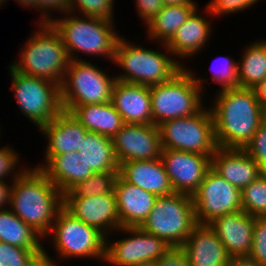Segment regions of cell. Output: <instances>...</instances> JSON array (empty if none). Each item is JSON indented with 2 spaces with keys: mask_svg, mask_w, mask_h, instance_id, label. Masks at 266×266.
I'll use <instances>...</instances> for the list:
<instances>
[{
  "mask_svg": "<svg viewBox=\"0 0 266 266\" xmlns=\"http://www.w3.org/2000/svg\"><path fill=\"white\" fill-rule=\"evenodd\" d=\"M211 156L174 149H162L160 159L173 191L193 195L206 172L211 168Z\"/></svg>",
  "mask_w": 266,
  "mask_h": 266,
  "instance_id": "cell-14",
  "label": "cell"
},
{
  "mask_svg": "<svg viewBox=\"0 0 266 266\" xmlns=\"http://www.w3.org/2000/svg\"><path fill=\"white\" fill-rule=\"evenodd\" d=\"M211 168L241 191L263 171L245 149L217 147Z\"/></svg>",
  "mask_w": 266,
  "mask_h": 266,
  "instance_id": "cell-18",
  "label": "cell"
},
{
  "mask_svg": "<svg viewBox=\"0 0 266 266\" xmlns=\"http://www.w3.org/2000/svg\"><path fill=\"white\" fill-rule=\"evenodd\" d=\"M253 89L255 91L257 99L259 100L263 110L266 113V77L262 81H260Z\"/></svg>",
  "mask_w": 266,
  "mask_h": 266,
  "instance_id": "cell-44",
  "label": "cell"
},
{
  "mask_svg": "<svg viewBox=\"0 0 266 266\" xmlns=\"http://www.w3.org/2000/svg\"><path fill=\"white\" fill-rule=\"evenodd\" d=\"M261 0H211L206 5L205 11L215 18L221 15L244 11Z\"/></svg>",
  "mask_w": 266,
  "mask_h": 266,
  "instance_id": "cell-37",
  "label": "cell"
},
{
  "mask_svg": "<svg viewBox=\"0 0 266 266\" xmlns=\"http://www.w3.org/2000/svg\"><path fill=\"white\" fill-rule=\"evenodd\" d=\"M7 183V180H0V210L7 209L6 206L10 203L12 184Z\"/></svg>",
  "mask_w": 266,
  "mask_h": 266,
  "instance_id": "cell-43",
  "label": "cell"
},
{
  "mask_svg": "<svg viewBox=\"0 0 266 266\" xmlns=\"http://www.w3.org/2000/svg\"><path fill=\"white\" fill-rule=\"evenodd\" d=\"M255 217L244 211L225 214L211 221L213 229L224 245L228 255L248 257L252 248Z\"/></svg>",
  "mask_w": 266,
  "mask_h": 266,
  "instance_id": "cell-17",
  "label": "cell"
},
{
  "mask_svg": "<svg viewBox=\"0 0 266 266\" xmlns=\"http://www.w3.org/2000/svg\"><path fill=\"white\" fill-rule=\"evenodd\" d=\"M132 43L121 36L116 45L112 63L124 70L119 75L115 74L120 82L150 87L169 81L185 67L183 62L176 61L166 44L161 45L162 53Z\"/></svg>",
  "mask_w": 266,
  "mask_h": 266,
  "instance_id": "cell-4",
  "label": "cell"
},
{
  "mask_svg": "<svg viewBox=\"0 0 266 266\" xmlns=\"http://www.w3.org/2000/svg\"><path fill=\"white\" fill-rule=\"evenodd\" d=\"M242 211L254 217H266V172L242 191Z\"/></svg>",
  "mask_w": 266,
  "mask_h": 266,
  "instance_id": "cell-32",
  "label": "cell"
},
{
  "mask_svg": "<svg viewBox=\"0 0 266 266\" xmlns=\"http://www.w3.org/2000/svg\"><path fill=\"white\" fill-rule=\"evenodd\" d=\"M211 112L217 147L244 149L265 114L254 89L234 87L217 92Z\"/></svg>",
  "mask_w": 266,
  "mask_h": 266,
  "instance_id": "cell-1",
  "label": "cell"
},
{
  "mask_svg": "<svg viewBox=\"0 0 266 266\" xmlns=\"http://www.w3.org/2000/svg\"><path fill=\"white\" fill-rule=\"evenodd\" d=\"M48 141L45 150V162L54 155L78 152L83 137L88 132L71 113L62 110L50 122L40 128Z\"/></svg>",
  "mask_w": 266,
  "mask_h": 266,
  "instance_id": "cell-21",
  "label": "cell"
},
{
  "mask_svg": "<svg viewBox=\"0 0 266 266\" xmlns=\"http://www.w3.org/2000/svg\"><path fill=\"white\" fill-rule=\"evenodd\" d=\"M88 131L113 138L125 122L112 102L80 106H62Z\"/></svg>",
  "mask_w": 266,
  "mask_h": 266,
  "instance_id": "cell-26",
  "label": "cell"
},
{
  "mask_svg": "<svg viewBox=\"0 0 266 266\" xmlns=\"http://www.w3.org/2000/svg\"><path fill=\"white\" fill-rule=\"evenodd\" d=\"M197 8L166 43L173 56L191 58L206 46L211 36V20L199 16ZM210 22V23H209ZM179 55V56H178ZM189 57V58H188Z\"/></svg>",
  "mask_w": 266,
  "mask_h": 266,
  "instance_id": "cell-25",
  "label": "cell"
},
{
  "mask_svg": "<svg viewBox=\"0 0 266 266\" xmlns=\"http://www.w3.org/2000/svg\"><path fill=\"white\" fill-rule=\"evenodd\" d=\"M248 257L261 265L266 263V217H255L252 248Z\"/></svg>",
  "mask_w": 266,
  "mask_h": 266,
  "instance_id": "cell-38",
  "label": "cell"
},
{
  "mask_svg": "<svg viewBox=\"0 0 266 266\" xmlns=\"http://www.w3.org/2000/svg\"><path fill=\"white\" fill-rule=\"evenodd\" d=\"M191 70L184 67L169 81L149 87L154 125L192 116L204 107L201 92L205 79L195 77Z\"/></svg>",
  "mask_w": 266,
  "mask_h": 266,
  "instance_id": "cell-6",
  "label": "cell"
},
{
  "mask_svg": "<svg viewBox=\"0 0 266 266\" xmlns=\"http://www.w3.org/2000/svg\"><path fill=\"white\" fill-rule=\"evenodd\" d=\"M181 248L189 266H228L231 257L208 224L197 223Z\"/></svg>",
  "mask_w": 266,
  "mask_h": 266,
  "instance_id": "cell-19",
  "label": "cell"
},
{
  "mask_svg": "<svg viewBox=\"0 0 266 266\" xmlns=\"http://www.w3.org/2000/svg\"><path fill=\"white\" fill-rule=\"evenodd\" d=\"M114 192L120 227H140L152 211L157 196L126 182L120 175L115 181Z\"/></svg>",
  "mask_w": 266,
  "mask_h": 266,
  "instance_id": "cell-20",
  "label": "cell"
},
{
  "mask_svg": "<svg viewBox=\"0 0 266 266\" xmlns=\"http://www.w3.org/2000/svg\"><path fill=\"white\" fill-rule=\"evenodd\" d=\"M42 164L36 165L35 168L40 169L62 194L94 174L79 152L54 155L47 164Z\"/></svg>",
  "mask_w": 266,
  "mask_h": 266,
  "instance_id": "cell-24",
  "label": "cell"
},
{
  "mask_svg": "<svg viewBox=\"0 0 266 266\" xmlns=\"http://www.w3.org/2000/svg\"><path fill=\"white\" fill-rule=\"evenodd\" d=\"M236 62L230 57L223 56L212 63L211 78L214 83L220 84L219 90L238 87V63Z\"/></svg>",
  "mask_w": 266,
  "mask_h": 266,
  "instance_id": "cell-34",
  "label": "cell"
},
{
  "mask_svg": "<svg viewBox=\"0 0 266 266\" xmlns=\"http://www.w3.org/2000/svg\"><path fill=\"white\" fill-rule=\"evenodd\" d=\"M197 8V5L163 6L161 11L145 25L148 38L166 44Z\"/></svg>",
  "mask_w": 266,
  "mask_h": 266,
  "instance_id": "cell-29",
  "label": "cell"
},
{
  "mask_svg": "<svg viewBox=\"0 0 266 266\" xmlns=\"http://www.w3.org/2000/svg\"><path fill=\"white\" fill-rule=\"evenodd\" d=\"M63 207L106 237L120 228L115 192L90 197H63Z\"/></svg>",
  "mask_w": 266,
  "mask_h": 266,
  "instance_id": "cell-16",
  "label": "cell"
},
{
  "mask_svg": "<svg viewBox=\"0 0 266 266\" xmlns=\"http://www.w3.org/2000/svg\"><path fill=\"white\" fill-rule=\"evenodd\" d=\"M116 232L129 234L117 241L106 237L105 259L113 266H133L144 261H157L170 248L165 240L144 232L140 227H120Z\"/></svg>",
  "mask_w": 266,
  "mask_h": 266,
  "instance_id": "cell-13",
  "label": "cell"
},
{
  "mask_svg": "<svg viewBox=\"0 0 266 266\" xmlns=\"http://www.w3.org/2000/svg\"><path fill=\"white\" fill-rule=\"evenodd\" d=\"M228 266H262L260 263L249 257H233L230 259Z\"/></svg>",
  "mask_w": 266,
  "mask_h": 266,
  "instance_id": "cell-45",
  "label": "cell"
},
{
  "mask_svg": "<svg viewBox=\"0 0 266 266\" xmlns=\"http://www.w3.org/2000/svg\"><path fill=\"white\" fill-rule=\"evenodd\" d=\"M7 1H9V0H0V5L2 6L3 3L5 4V2H7Z\"/></svg>",
  "mask_w": 266,
  "mask_h": 266,
  "instance_id": "cell-49",
  "label": "cell"
},
{
  "mask_svg": "<svg viewBox=\"0 0 266 266\" xmlns=\"http://www.w3.org/2000/svg\"><path fill=\"white\" fill-rule=\"evenodd\" d=\"M78 152L86 164L96 172L119 171L113 141L104 135L87 132Z\"/></svg>",
  "mask_w": 266,
  "mask_h": 266,
  "instance_id": "cell-28",
  "label": "cell"
},
{
  "mask_svg": "<svg viewBox=\"0 0 266 266\" xmlns=\"http://www.w3.org/2000/svg\"><path fill=\"white\" fill-rule=\"evenodd\" d=\"M35 9H38L39 12L41 11L42 14L39 22L49 23L54 16L48 11L55 10L57 13L60 11L62 14L70 11V0H35Z\"/></svg>",
  "mask_w": 266,
  "mask_h": 266,
  "instance_id": "cell-40",
  "label": "cell"
},
{
  "mask_svg": "<svg viewBox=\"0 0 266 266\" xmlns=\"http://www.w3.org/2000/svg\"><path fill=\"white\" fill-rule=\"evenodd\" d=\"M114 1L115 0H70V11H79L77 13H79V15L82 14L81 16L114 21Z\"/></svg>",
  "mask_w": 266,
  "mask_h": 266,
  "instance_id": "cell-35",
  "label": "cell"
},
{
  "mask_svg": "<svg viewBox=\"0 0 266 266\" xmlns=\"http://www.w3.org/2000/svg\"><path fill=\"white\" fill-rule=\"evenodd\" d=\"M18 154L12 147H0V180L5 181L7 176L13 174L11 181H14L26 170L23 167L20 170L16 169L20 161Z\"/></svg>",
  "mask_w": 266,
  "mask_h": 266,
  "instance_id": "cell-39",
  "label": "cell"
},
{
  "mask_svg": "<svg viewBox=\"0 0 266 266\" xmlns=\"http://www.w3.org/2000/svg\"><path fill=\"white\" fill-rule=\"evenodd\" d=\"M12 92L21 113L40 129L63 109L57 83L27 76L9 66Z\"/></svg>",
  "mask_w": 266,
  "mask_h": 266,
  "instance_id": "cell-11",
  "label": "cell"
},
{
  "mask_svg": "<svg viewBox=\"0 0 266 266\" xmlns=\"http://www.w3.org/2000/svg\"><path fill=\"white\" fill-rule=\"evenodd\" d=\"M163 6L197 5L194 0H161Z\"/></svg>",
  "mask_w": 266,
  "mask_h": 266,
  "instance_id": "cell-46",
  "label": "cell"
},
{
  "mask_svg": "<svg viewBox=\"0 0 266 266\" xmlns=\"http://www.w3.org/2000/svg\"><path fill=\"white\" fill-rule=\"evenodd\" d=\"M162 149L213 155L217 149L214 119L205 106L196 114L163 121L158 125Z\"/></svg>",
  "mask_w": 266,
  "mask_h": 266,
  "instance_id": "cell-10",
  "label": "cell"
},
{
  "mask_svg": "<svg viewBox=\"0 0 266 266\" xmlns=\"http://www.w3.org/2000/svg\"><path fill=\"white\" fill-rule=\"evenodd\" d=\"M87 60H70L60 88L62 106L94 105L111 102L116 76L111 77Z\"/></svg>",
  "mask_w": 266,
  "mask_h": 266,
  "instance_id": "cell-8",
  "label": "cell"
},
{
  "mask_svg": "<svg viewBox=\"0 0 266 266\" xmlns=\"http://www.w3.org/2000/svg\"><path fill=\"white\" fill-rule=\"evenodd\" d=\"M196 222L209 224L214 219L242 210L241 190L210 168L192 195Z\"/></svg>",
  "mask_w": 266,
  "mask_h": 266,
  "instance_id": "cell-12",
  "label": "cell"
},
{
  "mask_svg": "<svg viewBox=\"0 0 266 266\" xmlns=\"http://www.w3.org/2000/svg\"><path fill=\"white\" fill-rule=\"evenodd\" d=\"M119 175L126 182L151 192L157 197L174 192L160 158L123 162L119 166Z\"/></svg>",
  "mask_w": 266,
  "mask_h": 266,
  "instance_id": "cell-23",
  "label": "cell"
},
{
  "mask_svg": "<svg viewBox=\"0 0 266 266\" xmlns=\"http://www.w3.org/2000/svg\"><path fill=\"white\" fill-rule=\"evenodd\" d=\"M156 262L157 266H189L187 255L181 247L170 248Z\"/></svg>",
  "mask_w": 266,
  "mask_h": 266,
  "instance_id": "cell-42",
  "label": "cell"
},
{
  "mask_svg": "<svg viewBox=\"0 0 266 266\" xmlns=\"http://www.w3.org/2000/svg\"><path fill=\"white\" fill-rule=\"evenodd\" d=\"M133 266H157V262L156 261H144V262H141Z\"/></svg>",
  "mask_w": 266,
  "mask_h": 266,
  "instance_id": "cell-48",
  "label": "cell"
},
{
  "mask_svg": "<svg viewBox=\"0 0 266 266\" xmlns=\"http://www.w3.org/2000/svg\"><path fill=\"white\" fill-rule=\"evenodd\" d=\"M252 159L266 172V113L251 142L244 148Z\"/></svg>",
  "mask_w": 266,
  "mask_h": 266,
  "instance_id": "cell-36",
  "label": "cell"
},
{
  "mask_svg": "<svg viewBox=\"0 0 266 266\" xmlns=\"http://www.w3.org/2000/svg\"><path fill=\"white\" fill-rule=\"evenodd\" d=\"M119 171L96 172L85 181L76 183L63 197H92L109 194L114 191V184Z\"/></svg>",
  "mask_w": 266,
  "mask_h": 266,
  "instance_id": "cell-31",
  "label": "cell"
},
{
  "mask_svg": "<svg viewBox=\"0 0 266 266\" xmlns=\"http://www.w3.org/2000/svg\"><path fill=\"white\" fill-rule=\"evenodd\" d=\"M111 102L125 123L153 124L149 86L117 80Z\"/></svg>",
  "mask_w": 266,
  "mask_h": 266,
  "instance_id": "cell-22",
  "label": "cell"
},
{
  "mask_svg": "<svg viewBox=\"0 0 266 266\" xmlns=\"http://www.w3.org/2000/svg\"><path fill=\"white\" fill-rule=\"evenodd\" d=\"M73 13L68 11L63 13L66 17L53 18L49 22L60 34L70 60L82 61L76 54L82 52L87 55H102L113 62L116 45L121 37L116 32L114 21L89 16L79 18Z\"/></svg>",
  "mask_w": 266,
  "mask_h": 266,
  "instance_id": "cell-3",
  "label": "cell"
},
{
  "mask_svg": "<svg viewBox=\"0 0 266 266\" xmlns=\"http://www.w3.org/2000/svg\"><path fill=\"white\" fill-rule=\"evenodd\" d=\"M50 234L51 244L61 260L87 257L101 262L105 259L106 236L75 218L64 207L57 212L47 238Z\"/></svg>",
  "mask_w": 266,
  "mask_h": 266,
  "instance_id": "cell-9",
  "label": "cell"
},
{
  "mask_svg": "<svg viewBox=\"0 0 266 266\" xmlns=\"http://www.w3.org/2000/svg\"><path fill=\"white\" fill-rule=\"evenodd\" d=\"M0 266H44L35 249H26L0 241Z\"/></svg>",
  "mask_w": 266,
  "mask_h": 266,
  "instance_id": "cell-33",
  "label": "cell"
},
{
  "mask_svg": "<svg viewBox=\"0 0 266 266\" xmlns=\"http://www.w3.org/2000/svg\"><path fill=\"white\" fill-rule=\"evenodd\" d=\"M25 168L11 182L9 209L45 238L63 207V194L40 169Z\"/></svg>",
  "mask_w": 266,
  "mask_h": 266,
  "instance_id": "cell-2",
  "label": "cell"
},
{
  "mask_svg": "<svg viewBox=\"0 0 266 266\" xmlns=\"http://www.w3.org/2000/svg\"><path fill=\"white\" fill-rule=\"evenodd\" d=\"M22 47L19 61L10 66L27 76L45 79L59 86L68 68L70 58L60 34L50 23H37Z\"/></svg>",
  "mask_w": 266,
  "mask_h": 266,
  "instance_id": "cell-5",
  "label": "cell"
},
{
  "mask_svg": "<svg viewBox=\"0 0 266 266\" xmlns=\"http://www.w3.org/2000/svg\"><path fill=\"white\" fill-rule=\"evenodd\" d=\"M43 237L15 215L7 206L0 210V241L26 249H35L42 257L44 266H57L46 253ZM41 241V242H40Z\"/></svg>",
  "mask_w": 266,
  "mask_h": 266,
  "instance_id": "cell-27",
  "label": "cell"
},
{
  "mask_svg": "<svg viewBox=\"0 0 266 266\" xmlns=\"http://www.w3.org/2000/svg\"><path fill=\"white\" fill-rule=\"evenodd\" d=\"M161 0H136L137 15L147 25L162 9Z\"/></svg>",
  "mask_w": 266,
  "mask_h": 266,
  "instance_id": "cell-41",
  "label": "cell"
},
{
  "mask_svg": "<svg viewBox=\"0 0 266 266\" xmlns=\"http://www.w3.org/2000/svg\"><path fill=\"white\" fill-rule=\"evenodd\" d=\"M196 224L192 196L173 192L156 198L140 228L165 240L171 247H181Z\"/></svg>",
  "mask_w": 266,
  "mask_h": 266,
  "instance_id": "cell-7",
  "label": "cell"
},
{
  "mask_svg": "<svg viewBox=\"0 0 266 266\" xmlns=\"http://www.w3.org/2000/svg\"><path fill=\"white\" fill-rule=\"evenodd\" d=\"M119 166L127 161L153 160L161 156V139L154 124L125 123L112 138Z\"/></svg>",
  "mask_w": 266,
  "mask_h": 266,
  "instance_id": "cell-15",
  "label": "cell"
},
{
  "mask_svg": "<svg viewBox=\"0 0 266 266\" xmlns=\"http://www.w3.org/2000/svg\"><path fill=\"white\" fill-rule=\"evenodd\" d=\"M244 51L237 62L238 87L253 89L266 77V40H256Z\"/></svg>",
  "mask_w": 266,
  "mask_h": 266,
  "instance_id": "cell-30",
  "label": "cell"
},
{
  "mask_svg": "<svg viewBox=\"0 0 266 266\" xmlns=\"http://www.w3.org/2000/svg\"><path fill=\"white\" fill-rule=\"evenodd\" d=\"M20 4V6H24V8L26 7V9L29 8H35V0H15Z\"/></svg>",
  "mask_w": 266,
  "mask_h": 266,
  "instance_id": "cell-47",
  "label": "cell"
}]
</instances>
